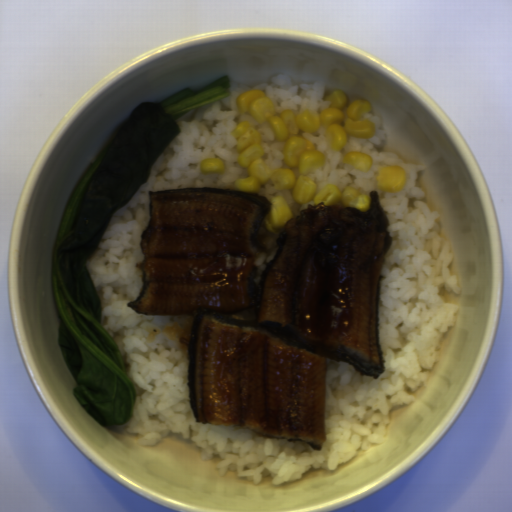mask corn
I'll return each instance as SVG.
<instances>
[{"instance_id":"obj_1","label":"corn","mask_w":512,"mask_h":512,"mask_svg":"<svg viewBox=\"0 0 512 512\" xmlns=\"http://www.w3.org/2000/svg\"><path fill=\"white\" fill-rule=\"evenodd\" d=\"M331 102L318 114L314 110H302L295 113L294 109H285L276 114L274 102L265 97L260 90L245 91L237 97L236 103L245 114H249L259 123H268L276 141H285L283 163L288 167L298 168V178L291 169L275 168L262 159L265 150L262 138L249 122H240L233 130L238 139L235 148L239 153L236 157L241 168H247L248 177L235 180V189L244 192H255L270 180L274 190H292L291 196L296 204L323 203L325 206L342 203L344 207L355 208L367 212L371 207L369 195L361 194L357 188L344 187L340 190L337 184L324 186L317 193L316 183L308 176L309 172L324 166L326 158L316 150L314 142L301 136V132L316 133L324 128L327 149L341 152L348 143V138L371 140L376 135L375 122L362 120L373 111L372 102L356 99L347 110L348 99L345 92L334 90L324 99Z\"/></svg>"},{"instance_id":"obj_2","label":"corn","mask_w":512,"mask_h":512,"mask_svg":"<svg viewBox=\"0 0 512 512\" xmlns=\"http://www.w3.org/2000/svg\"><path fill=\"white\" fill-rule=\"evenodd\" d=\"M294 215L282 195L271 197L267 219L264 220L268 232L276 233L284 227Z\"/></svg>"},{"instance_id":"obj_3","label":"corn","mask_w":512,"mask_h":512,"mask_svg":"<svg viewBox=\"0 0 512 512\" xmlns=\"http://www.w3.org/2000/svg\"><path fill=\"white\" fill-rule=\"evenodd\" d=\"M377 174L376 186L380 190L396 193L406 187L407 176L403 167H378Z\"/></svg>"},{"instance_id":"obj_4","label":"corn","mask_w":512,"mask_h":512,"mask_svg":"<svg viewBox=\"0 0 512 512\" xmlns=\"http://www.w3.org/2000/svg\"><path fill=\"white\" fill-rule=\"evenodd\" d=\"M342 162L347 163L354 169L368 172L373 164V157L358 151H350L342 156Z\"/></svg>"},{"instance_id":"obj_5","label":"corn","mask_w":512,"mask_h":512,"mask_svg":"<svg viewBox=\"0 0 512 512\" xmlns=\"http://www.w3.org/2000/svg\"><path fill=\"white\" fill-rule=\"evenodd\" d=\"M199 170L204 175L223 173L224 166L220 159L209 157L207 159L201 160L199 164Z\"/></svg>"}]
</instances>
